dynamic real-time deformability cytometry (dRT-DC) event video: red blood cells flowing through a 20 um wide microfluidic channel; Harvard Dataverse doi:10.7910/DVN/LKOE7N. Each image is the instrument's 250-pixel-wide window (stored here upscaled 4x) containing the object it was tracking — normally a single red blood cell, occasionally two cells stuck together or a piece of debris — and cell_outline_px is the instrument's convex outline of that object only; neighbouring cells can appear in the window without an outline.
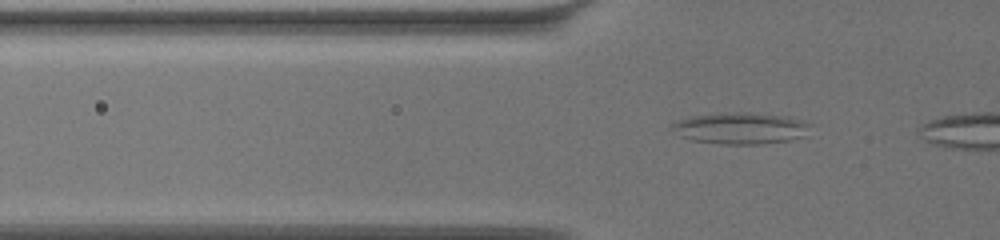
{"species": "common noctule bat (a hibernating species)", "species_latin": "Nyctalus noctula", "temperature_condition": "warm", "stored_images_in_passage": 5, "camera_frame_rate_fps": 3000, "um_per_image_px": 0.085, "animal": {"sex": "female", "body_mass_g": 19.5, "forearm_length_mm": 54.1}, "frame": {"image": 1, "passage_image": 3, "time_ms": 0.667, "image_size_px": [1000, 240], "cell_outline_px": [[808, 124], [804, 136], [788, 140], [760, 144], [724, 144], [692, 140], [680, 136], [672, 128], [672, 124], [680, 120], [696, 116], [780, 116], [804, 120]], "centroid_in_image_um": [62.95, 10.98], "position_along_channel_um": 62.9, "area_um2": 23.24}}